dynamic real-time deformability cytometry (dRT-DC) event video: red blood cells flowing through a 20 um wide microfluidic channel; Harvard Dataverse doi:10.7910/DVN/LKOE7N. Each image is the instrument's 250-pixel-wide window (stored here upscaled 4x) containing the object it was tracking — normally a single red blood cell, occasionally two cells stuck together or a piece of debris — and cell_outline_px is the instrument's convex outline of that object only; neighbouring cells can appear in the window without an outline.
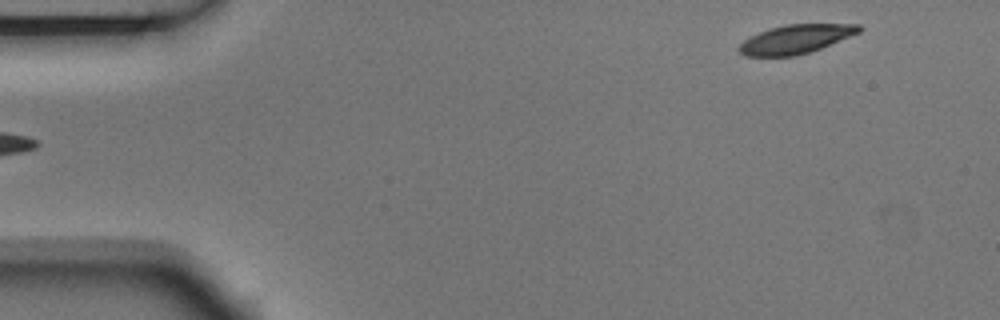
{"species": "Egyptian fruit bat (a non-hibernating species)", "species_latin": "Rousettus aegyptiacus", "temperature_condition": "room temperature", "stored_images_in_passage": 5, "segment_of_instrument_passage": [1, 2], "camera_frame_rate_fps": 3000, "um_per_image_px": 0.085, "animal": {"sex": "male"}, "frame": {"image": 1, "passage_image": 1, "time_ms": 0.0, "image_size_px": [1000, 320], "cell_outline_px": [[860, 32], [820, 48], [796, 56], [744, 56], [736, 48], [744, 40], [768, 28], [788, 24], [860, 24]], "centroid_in_image_um": [67.6, 3.33], "position_along_channel_um": 17.4, "area_um2": 19.94}}
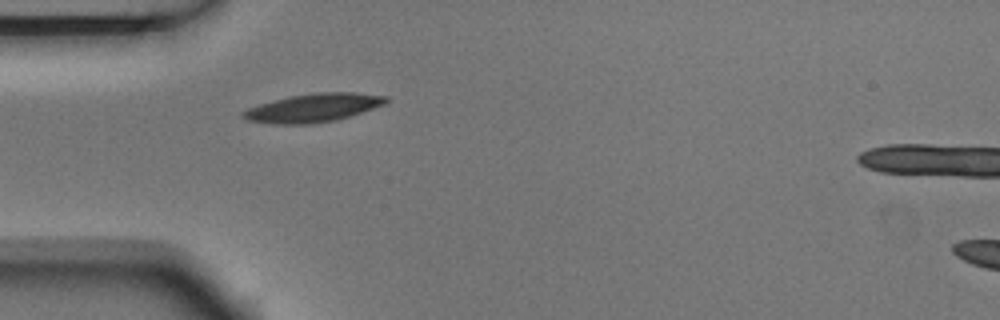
{"frame": {"image": 2, "passage_image": 4, "time_ms": 1.0, "image_size_px": [1000, 320], "cell_outline_px": [[388, 100], [384, 104], [336, 120], [312, 124], [272, 124], [248, 120], [240, 116], [240, 112], [248, 108], [260, 104], [288, 96], [316, 92], [352, 92], [388, 96]], "centroid_in_image_um": [26.58, 9.16], "position_along_channel_um": 58.4, "area_um2": 23.58}}